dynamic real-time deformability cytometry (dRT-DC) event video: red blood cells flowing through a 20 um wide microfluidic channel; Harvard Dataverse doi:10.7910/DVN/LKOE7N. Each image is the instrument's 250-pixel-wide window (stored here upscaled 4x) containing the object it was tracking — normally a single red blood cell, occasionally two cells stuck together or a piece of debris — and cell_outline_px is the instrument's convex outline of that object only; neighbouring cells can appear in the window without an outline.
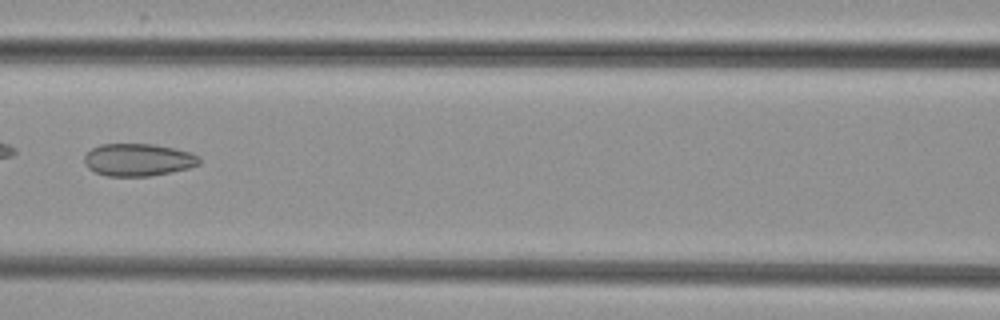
{"species": "common noctule bat (a hibernating species)", "species_latin": "Nyctalus noctula", "temperature_condition": "cold", "stored_images_in_passage": 6, "camera_frame_rate_fps": 3000, "um_per_image_px": 0.085, "animal": {"sex": "female", "body_mass_g": 29.2, "forearm_length_mm": 56.3}, "frame": {"image": 1, "passage_image": 6, "time_ms": 6.667, "image_size_px": [1000, 320], "cell_outline_px": [[200, 164], [188, 168], [172, 172], [148, 176], [108, 176], [96, 172], [88, 168], [84, 164], [84, 156], [92, 148], [100, 144], [152, 144], [176, 148], [192, 152], [200, 156]], "centroid_in_image_um": [11.77, 13.58], "position_along_channel_um": 154.8, "area_um2": 21.91}}